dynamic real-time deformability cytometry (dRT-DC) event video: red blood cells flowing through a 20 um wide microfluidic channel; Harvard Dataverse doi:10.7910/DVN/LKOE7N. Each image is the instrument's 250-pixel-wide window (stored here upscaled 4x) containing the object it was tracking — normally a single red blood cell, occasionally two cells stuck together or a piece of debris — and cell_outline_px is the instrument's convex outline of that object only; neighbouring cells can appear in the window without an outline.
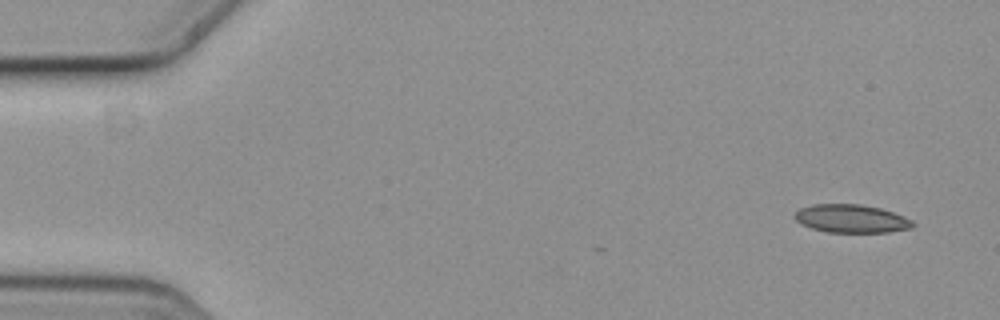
{"species": "common noctule bat (a hibernating species)", "species_latin": "Nyctalus noctula", "temperature_condition": "cold", "stored_images_in_passage": 4, "camera_frame_rate_fps": 3000, "um_per_image_px": 0.085, "animal": {"sex": "female", "body_mass_g": 19.3, "forearm_length_mm": 54.1}, "frame": {"image": 1, "passage_image": 1, "time_ms": 0.0, "image_size_px": [1000, 320], "cell_outline_px": [[916, 224], [912, 228], [888, 232], [828, 232], [812, 228], [800, 224], [792, 216], [800, 208], [812, 204], [860, 204], [880, 208], [904, 216], [912, 220]], "centroid_in_image_um": [72.36, 18.58], "position_along_channel_um": 12.6, "area_um2": 19.48}}